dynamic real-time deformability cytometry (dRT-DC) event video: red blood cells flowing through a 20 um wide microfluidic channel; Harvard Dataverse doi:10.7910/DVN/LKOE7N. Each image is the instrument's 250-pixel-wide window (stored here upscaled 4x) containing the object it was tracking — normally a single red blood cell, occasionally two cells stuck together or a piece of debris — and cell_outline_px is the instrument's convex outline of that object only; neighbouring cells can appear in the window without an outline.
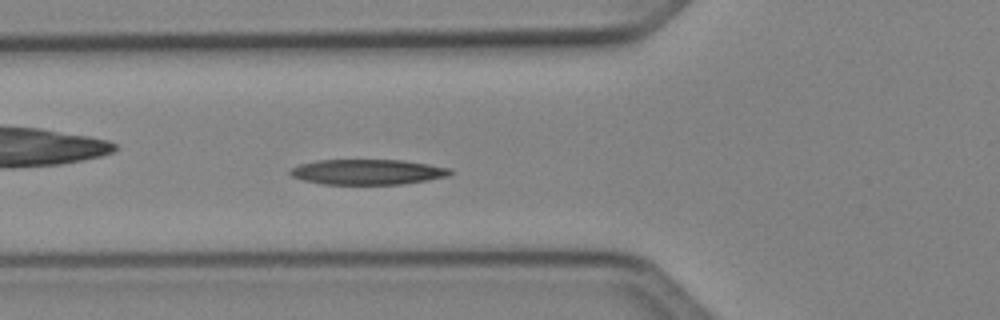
{"species": "Egyptian fruit bat (a non-hibernating species)", "species_latin": "Rousettus aegyptiacus", "temperature_condition": "cold", "stored_images_in_passage": 41, "camera_frame_rate_fps": 3000, "um_per_image_px": 0.085, "animal": {"sex": "female"}, "frame": {"image": 1, "passage_image": 8, "time_ms": 2.333, "image_size_px": [1000, 320], "cell_outline_px": [[452, 172], [448, 176], [428, 180], [400, 184], [320, 184], [304, 180], [292, 176], [288, 172], [292, 168], [300, 164], [316, 160], [404, 160], [452, 168]], "centroid_in_image_um": [31.25, 14.61], "position_along_channel_um": 94.5, "area_um2": 23.58}}
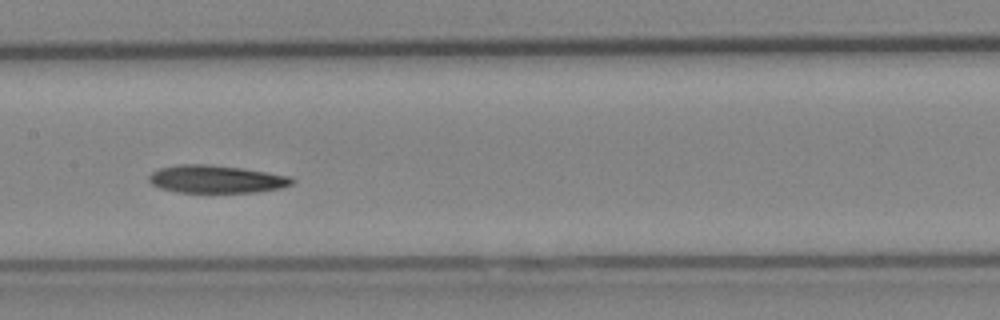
{"frame": {"image": 2, "passage_image": 15, "time_ms": 4.667, "image_size_px": [1000, 320], "cell_outline_px": [[296, 180], [292, 184], [280, 188], [256, 192], [176, 192], [160, 188], [152, 184], [148, 180], [148, 176], [152, 172], [160, 168], [176, 164], [204, 164], [240, 168], [268, 172], [292, 176]], "centroid_in_image_um": [18.38, 15.22], "position_along_channel_um": 189.0, "area_um2": 23.18}}
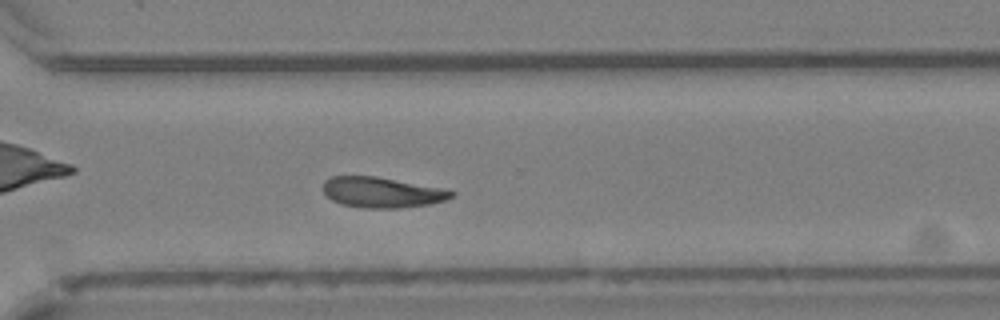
{"frame": {"image": 3, "passage_image": 26, "time_ms": 8.333, "image_size_px": [1000, 320], "cell_outline_px": [[456, 196], [444, 200], [428, 204], [400, 208], [364, 208], [340, 204], [332, 200], [324, 192], [324, 180], [332, 176], [376, 176], [444, 188], [456, 192]], "centroid_in_image_um": [32.49, 16.35], "position_along_channel_um": 338.1, "area_um2": 22.89}, "authors_computed_cell_mechanics": {"area_um2": 23.1778, "velocity_mm_per_s": 4.0518, "shape_relaxation_time_tau1_ms": 10.945, "shape_relaxation_time_tau2_ms": null, "deformation_change_tau1": 0.2139, "deformation_change_tau2": null}}